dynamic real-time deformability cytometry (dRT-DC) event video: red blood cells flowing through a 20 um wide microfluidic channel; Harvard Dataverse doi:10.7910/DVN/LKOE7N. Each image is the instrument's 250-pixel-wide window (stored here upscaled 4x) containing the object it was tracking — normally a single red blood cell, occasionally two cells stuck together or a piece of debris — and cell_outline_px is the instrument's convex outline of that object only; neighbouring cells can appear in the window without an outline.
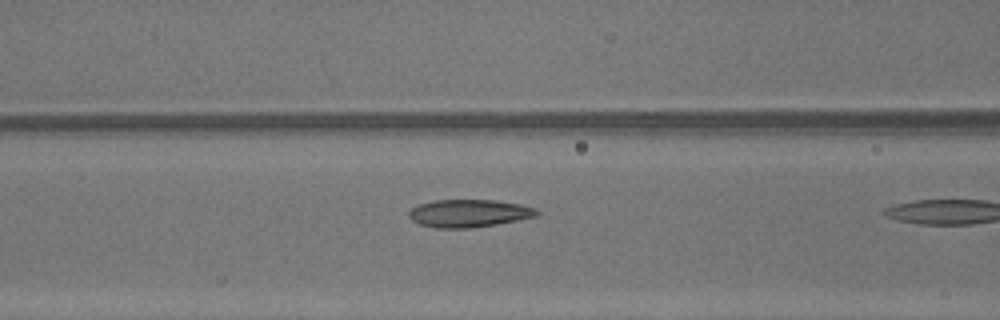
{"species": "common noctule bat (a hibernating species)", "species_latin": "Nyctalus noctula", "temperature_condition": "warm", "stored_images_in_passage": 9, "camera_frame_rate_fps": 3000, "um_per_image_px": 0.085, "animal": {"sex": "male", "body_mass_g": 13.3}, "frame": {"image": 1, "passage_image": 8, "time_ms": 2.333, "image_size_px": [1000, 320], "cell_outline_px": [[540, 212], [536, 216], [496, 224], [472, 228], [436, 228], [420, 224], [412, 220], [408, 216], [408, 212], [412, 208], [420, 204], [436, 200], [496, 200], [520, 204], [536, 208]], "centroid_in_image_um": [39.86, 18.13], "position_along_channel_um": 126.7, "area_um2": 20.58}}